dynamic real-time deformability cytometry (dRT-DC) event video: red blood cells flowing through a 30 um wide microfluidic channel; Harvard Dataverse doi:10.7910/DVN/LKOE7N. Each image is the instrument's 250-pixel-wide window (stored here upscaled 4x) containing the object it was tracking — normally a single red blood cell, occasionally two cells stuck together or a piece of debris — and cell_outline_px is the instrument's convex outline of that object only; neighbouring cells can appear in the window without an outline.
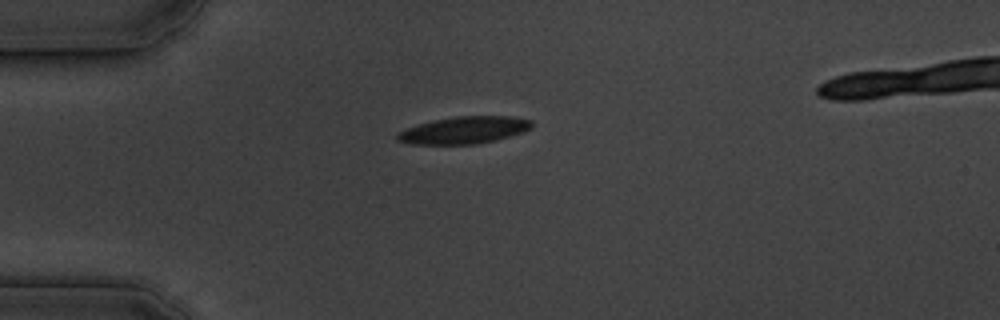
{"species": "common noctule bat (a hibernating species)", "species_latin": "Nyctalus noctula", "temperature_condition": "cold", "stored_images_in_passage": 34, "camera_frame_rate_fps": 3000, "um_per_image_px": 0.085, "animal": {"sex": "male", "body_mass_g": 19.5, "forearm_length_mm": 54.6}, "frame": {"image": 1, "passage_image": 1, "time_ms": 0.0, "image_size_px": [1000, 320], "cell_outline_px": [[532, 128], [524, 132], [496, 140], [476, 144], [412, 144], [396, 140], [396, 132], [432, 120], [456, 116], [512, 116], [532, 120]], "centroid_in_image_um": [39.47, 11.06], "position_along_channel_um": 45.5, "area_um2": 21.33}}
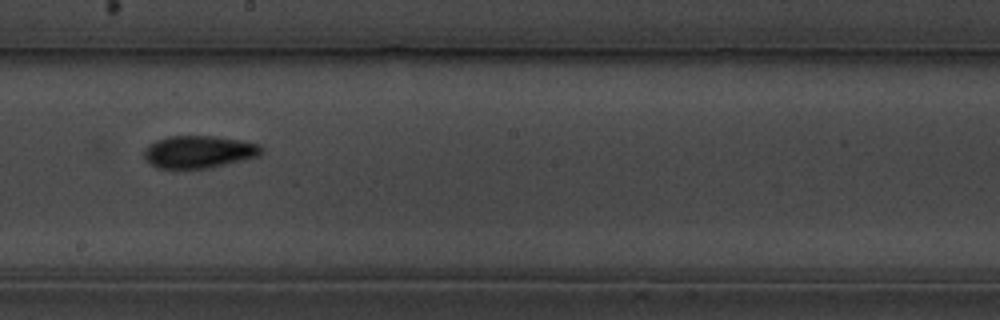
{"frame": {"image": 2, "passage_image": 18, "time_ms": 5.667, "image_size_px": [1000, 320], "cell_outline_px": [[264, 148], [260, 156], [244, 160], [208, 168], [156, 168], [144, 156], [144, 148], [148, 144], [156, 140], [168, 136], [216, 136], [244, 140], [260, 144]], "centroid_in_image_um": [16.95, 12.89], "position_along_channel_um": 231.3, "area_um2": 22.37}}
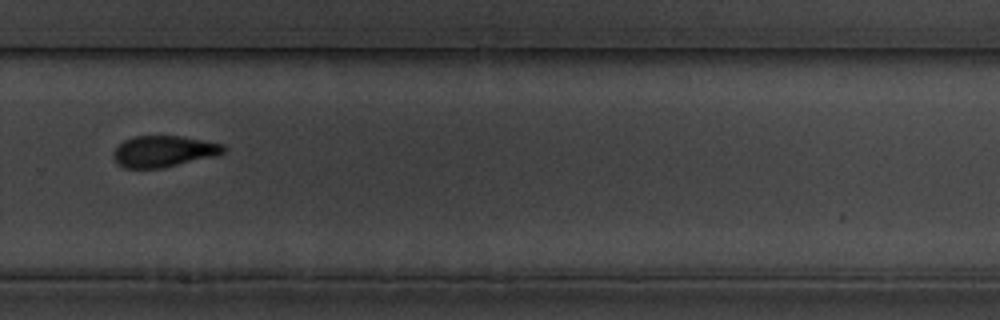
{"frame": {"image": 3, "passage_image": 25, "time_ms": 8.0, "image_size_px": [1000, 320], "cell_outline_px": [[228, 148], [224, 152], [212, 156], [160, 168], [124, 168], [116, 164], [112, 156], [112, 152], [124, 140], [132, 136], [180, 136], [204, 140], [224, 144]], "centroid_in_image_um": [13.86, 12.85], "position_along_channel_um": 315.9, "area_um2": 20.0}, "authors_computed_cell_mechanics": {"area_um2": 21.3282, "velocity_mm_per_s": 3.6333, "shape_relaxation_time_tau1_ms": 3.6666, "shape_relaxation_time_tau2_ms": null, "deformation_change_tau1": 0.113, "deformation_change_tau2": null}}